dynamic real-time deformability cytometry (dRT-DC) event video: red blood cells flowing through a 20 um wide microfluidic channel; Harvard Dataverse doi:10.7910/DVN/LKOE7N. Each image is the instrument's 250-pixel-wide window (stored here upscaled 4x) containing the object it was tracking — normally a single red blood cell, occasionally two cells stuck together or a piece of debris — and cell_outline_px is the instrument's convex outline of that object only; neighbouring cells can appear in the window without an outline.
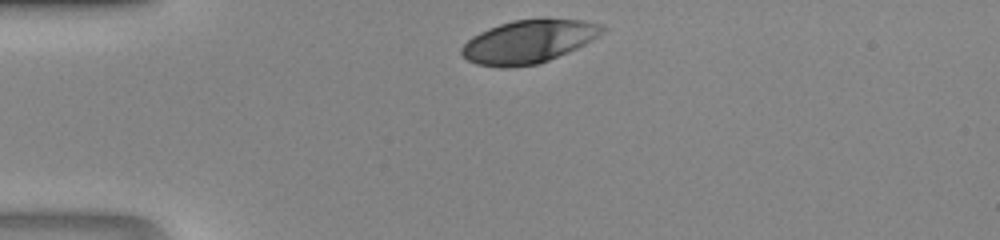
{"species": "human", "species_latin": "Homo sapiens", "temperature_condition": "room temperature", "stored_images_in_passage": 27, "camera_frame_rate_fps": 3000, "um_per_image_px": 0.085, "donor": {"sex": "male"}, "frame": {"image": 1, "passage_image": 1, "time_ms": 0.0, "image_size_px": [1000, 240], "cell_outline_px": [[608, 28], [604, 32], [592, 40], [568, 52], [548, 60], [536, 64], [512, 68], [500, 68], [476, 64], [468, 60], [460, 52], [460, 48], [472, 36], [488, 28], [512, 20], [584, 20], [604, 24]], "centroid_in_image_um": [44.92, 3.55], "position_along_channel_um": 40.1, "area_um2": 35.2}}
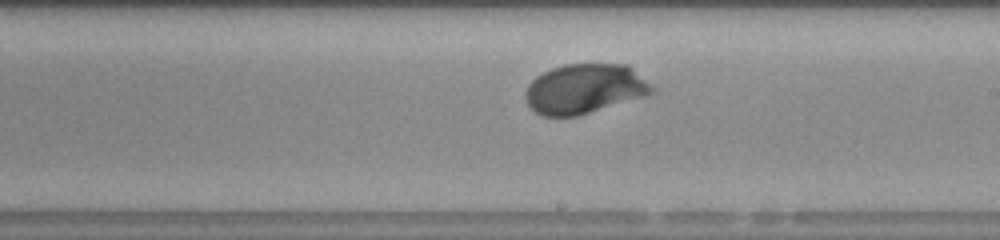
{"frame": {"image": 2, "passage_image": 17, "time_ms": 5.333, "image_size_px": [1000, 240], "cell_outline_px": [[656, 92], [644, 96], [580, 116], [540, 116], [528, 104], [524, 96], [524, 92], [528, 84], [536, 76], [552, 68], [564, 64], [628, 64], [656, 88]], "centroid_in_image_um": [49.7, 7.55], "position_along_channel_um": 239.3, "area_um2": 36.93}}
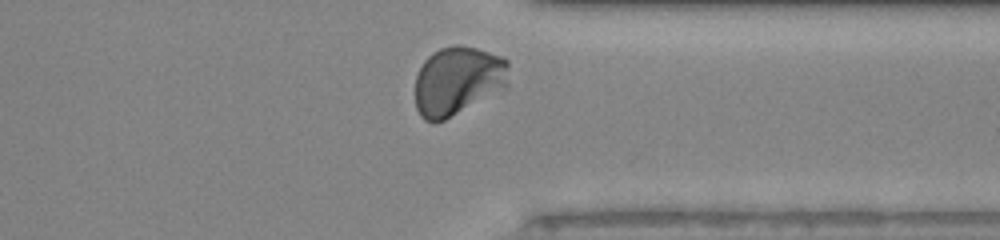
{"frame": {"image": 3, "passage_image": 26, "time_ms": 8.333, "image_size_px": [1000, 240], "cell_outline_px": [[508, 88], [444, 120], [432, 124], [424, 120], [420, 116], [416, 108], [416, 76], [424, 60], [432, 52], [440, 48], [456, 44], [476, 48], [504, 56], [508, 60]], "centroid_in_image_um": [38.93, 6.87], "position_along_channel_um": 372.5, "area_um2": 38.15}}